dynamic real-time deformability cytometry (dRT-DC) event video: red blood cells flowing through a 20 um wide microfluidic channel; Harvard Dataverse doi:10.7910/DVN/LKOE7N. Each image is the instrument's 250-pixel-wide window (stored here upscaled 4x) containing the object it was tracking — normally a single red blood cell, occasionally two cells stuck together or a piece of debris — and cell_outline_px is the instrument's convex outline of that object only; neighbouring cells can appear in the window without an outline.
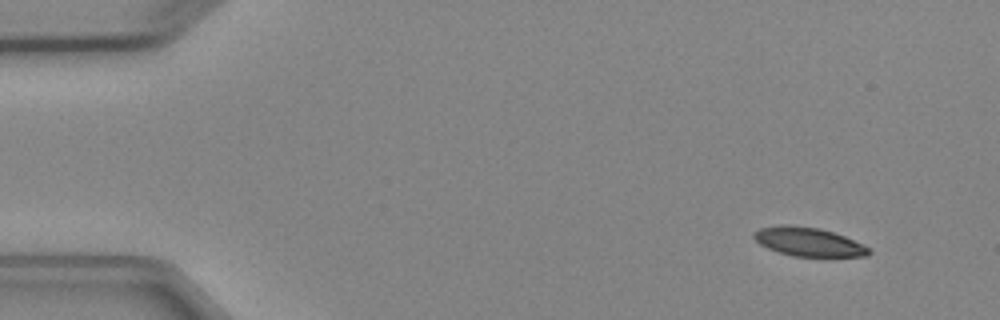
{"species": "Egyptian fruit bat (a non-hibernating species)", "species_latin": "Rousettus aegyptiacus", "temperature_condition": "cold", "stored_images_in_passage": 5, "camera_frame_rate_fps": 3000, "um_per_image_px": 0.085, "animal": {"sex": "female"}, "frame": {"image": 1, "passage_image": 1, "time_ms": 0.0, "image_size_px": [1000, 320], "cell_outline_px": [[872, 252], [868, 256], [792, 256], [768, 248], [760, 244], [752, 236], [760, 228], [780, 224], [788, 224], [820, 228], [844, 236], [868, 248]], "centroid_in_image_um": [68.69, 20.54], "position_along_channel_um": 16.3, "area_um2": 19.02}}